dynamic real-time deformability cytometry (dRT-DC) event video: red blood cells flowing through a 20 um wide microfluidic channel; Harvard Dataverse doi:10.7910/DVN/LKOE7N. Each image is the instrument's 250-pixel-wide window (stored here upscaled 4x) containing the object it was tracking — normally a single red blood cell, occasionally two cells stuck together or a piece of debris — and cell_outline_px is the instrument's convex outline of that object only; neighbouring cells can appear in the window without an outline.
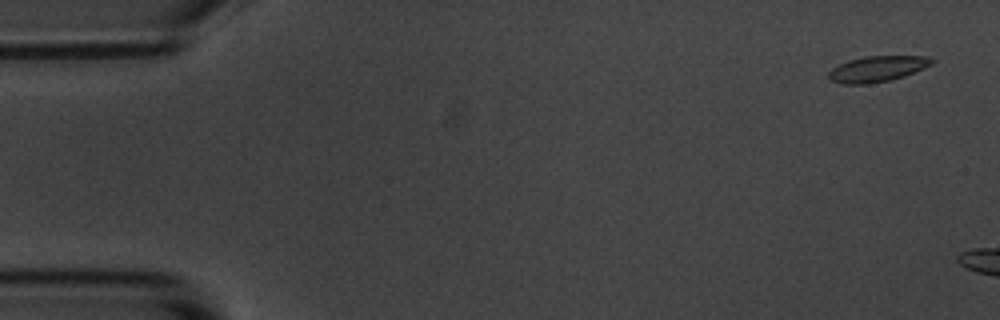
{"species": "common noctule bat (a hibernating species)", "species_latin": "Nyctalus noctula", "temperature_condition": "room temperature", "stored_images_in_passage": 7, "camera_frame_rate_fps": 3000, "um_per_image_px": 0.085, "animal": {"sex": "male", "body_mass_g": 20.1, "forearm_length_mm": 53.5}, "frame": {"image": 1, "passage_image": 3, "time_ms": 0.667, "image_size_px": [1000, 320], "cell_outline_px": [[936, 60], [932, 64], [924, 68], [904, 76], [888, 80], [868, 84], [844, 84], [832, 80], [828, 76], [828, 72], [832, 68], [848, 60], [864, 56], [928, 56]], "centroid_in_image_um": [74.59, 5.84], "position_along_channel_um": 10.4, "area_um2": 15.43}}